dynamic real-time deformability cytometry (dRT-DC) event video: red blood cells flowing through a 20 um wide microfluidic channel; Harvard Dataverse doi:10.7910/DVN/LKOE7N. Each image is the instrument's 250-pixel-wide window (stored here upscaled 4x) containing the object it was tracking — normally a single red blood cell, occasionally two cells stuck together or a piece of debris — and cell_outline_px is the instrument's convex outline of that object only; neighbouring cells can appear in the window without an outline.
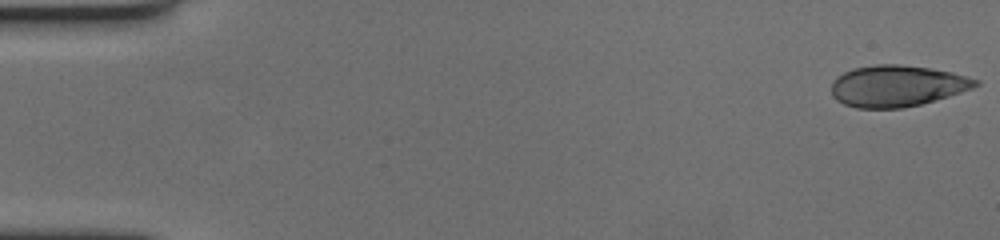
{"species": "human", "species_latin": "Homo sapiens", "temperature_condition": "cold", "stored_images_in_passage": 59, "camera_frame_rate_fps": 3000, "um_per_image_px": 0.085, "donor": {"sex": "female"}, "frame": {"image": 1, "passage_image": 1, "time_ms": 0.0, "image_size_px": [1000, 240], "cell_outline_px": [[980, 84], [972, 88], [936, 100], [904, 108], [856, 108], [844, 104], [836, 100], [832, 96], [832, 80], [836, 76], [852, 68], [876, 64], [900, 64], [932, 68], [952, 72], [980, 80]], "centroid_in_image_um": [76.23, 7.3], "position_along_channel_um": 8.8, "area_um2": 34.97}}
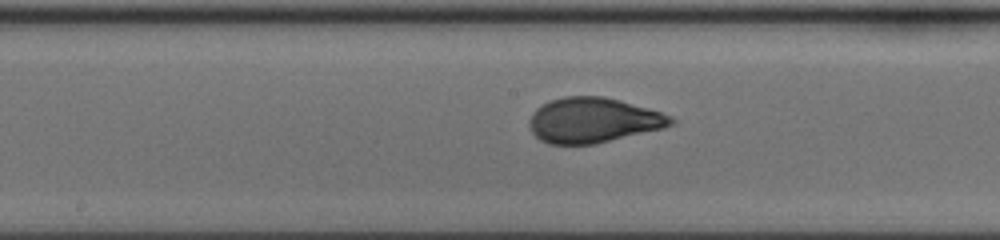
{"frame": {"image": 2, "passage_image": 31, "time_ms": 10.0, "image_size_px": [1000, 240], "cell_outline_px": [[676, 124], [664, 128], [596, 144], [548, 144], [540, 140], [532, 132], [528, 124], [528, 120], [532, 112], [536, 108], [552, 100], [564, 96], [604, 96], [620, 100], [648, 108], [672, 116], [676, 120]], "centroid_in_image_um": [50.43, 10.22], "position_along_channel_um": 197.8, "area_um2": 37.45}}
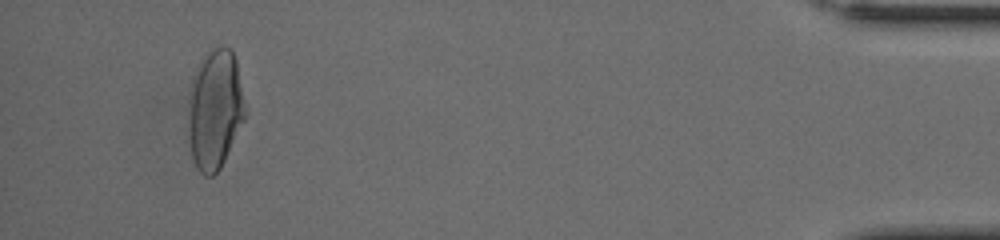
{"frame": {"image": 3, "passage_image": 56, "time_ms": 18.333, "image_size_px": [1000, 240], "cell_outline_px": [[244, 120], [220, 168], [212, 176], [204, 176], [196, 168], [192, 160], [188, 136], [188, 112], [192, 80], [196, 68], [200, 60], [208, 48], [220, 44], [232, 48], [236, 60], [244, 104]], "centroid_in_image_um": [18.24, 9.26], "position_along_channel_um": 417.0, "area_um2": 39.88}, "authors_computed_cell_mechanics": {"area_um2": 36.6452, "velocity_mm_per_s": 3.4848, "shape_relaxation_time_tau1_ms": 4.852, "shape_relaxation_time_tau2_ms": null, "deformation_change_tau1": 0.1785, "deformation_change_tau2": null}}